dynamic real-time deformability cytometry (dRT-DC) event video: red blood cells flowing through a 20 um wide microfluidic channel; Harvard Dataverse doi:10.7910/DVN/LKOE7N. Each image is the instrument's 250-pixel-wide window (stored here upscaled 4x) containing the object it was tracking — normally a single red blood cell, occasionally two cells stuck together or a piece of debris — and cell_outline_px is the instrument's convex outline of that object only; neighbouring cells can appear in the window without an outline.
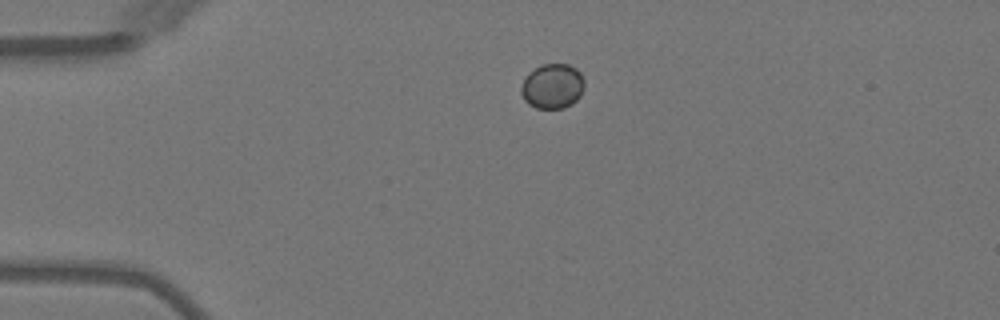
{"species": "Egyptian fruit bat (a non-hibernating species)", "species_latin": "Rousettus aegyptiacus", "temperature_condition": "warm", "stored_images_in_passage": 2, "camera_frame_rate_fps": 3000, "um_per_image_px": 0.085, "animal": {"sex": "female"}, "frame": {"image": 1, "passage_image": 1, "time_ms": 0.0, "image_size_px": [1000, 320], "cell_outline_px": [[584, 88], [580, 96], [572, 104], [564, 108], [536, 108], [528, 104], [524, 100], [520, 92], [520, 88], [528, 72], [544, 64], [568, 64], [576, 68], [580, 72], [584, 80]], "centroid_in_image_um": [46.96, 7.33], "position_along_channel_um": 38.0, "area_um2": 16.65}}